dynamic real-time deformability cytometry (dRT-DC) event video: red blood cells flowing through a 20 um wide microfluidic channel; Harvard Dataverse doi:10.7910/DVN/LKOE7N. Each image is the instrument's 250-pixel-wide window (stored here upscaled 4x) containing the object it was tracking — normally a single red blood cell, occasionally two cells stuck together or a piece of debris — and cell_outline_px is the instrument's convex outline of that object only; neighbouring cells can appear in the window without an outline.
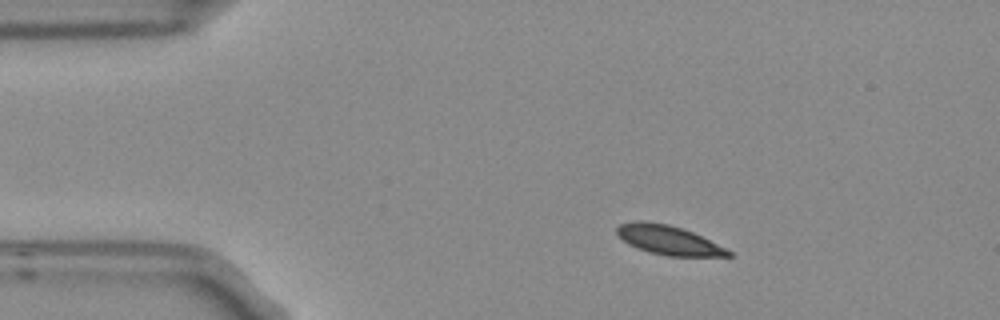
{"species": "Egyptian fruit bat (a non-hibernating species)", "species_latin": "Rousettus aegyptiacus", "temperature_condition": "room temperature", "stored_images_in_passage": 4, "camera_frame_rate_fps": 3000, "um_per_image_px": 0.085, "frame": {"image": 1, "passage_image": 1, "time_ms": 0.0, "image_size_px": [1000, 320], "cell_outline_px": [[732, 256], [668, 256], [648, 252], [628, 244], [616, 236], [616, 228], [620, 224], [640, 220], [668, 224], [692, 232], [732, 252]], "centroid_in_image_um": [56.74, 20.4], "position_along_channel_um": 28.3, "area_um2": 18.73}}
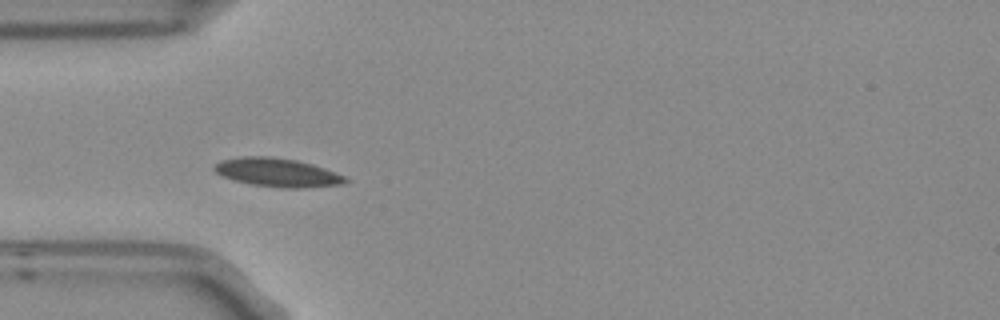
{"frame": {"image": 2, "passage_image": 3, "time_ms": 0.667, "image_size_px": [1000, 320], "cell_outline_px": [[352, 180], [344, 184], [304, 188], [280, 188], [252, 184], [232, 180], [216, 172], [212, 168], [220, 160], [240, 156], [268, 156], [296, 160], [312, 164], [324, 168], [344, 176]], "centroid_in_image_um": [23.59, 14.66], "position_along_channel_um": 61.4, "area_um2": 21.96}}